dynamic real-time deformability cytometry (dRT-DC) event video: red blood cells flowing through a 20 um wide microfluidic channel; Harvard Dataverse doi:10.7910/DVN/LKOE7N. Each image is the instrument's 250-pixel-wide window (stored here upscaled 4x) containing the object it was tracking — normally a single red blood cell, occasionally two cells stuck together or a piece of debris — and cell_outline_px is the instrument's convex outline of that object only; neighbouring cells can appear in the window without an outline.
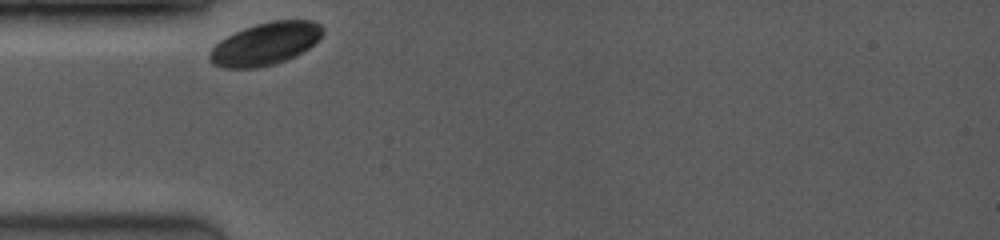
{"species": "common noctule bat (a hibernating species)", "species_latin": "Nyctalus noctula", "temperature_condition": "room temperature", "stored_images_in_passage": 10, "camera_frame_rate_fps": 3500, "um_per_image_px": 0.085, "animal": {"sex": "female", "body_mass_g": 19.0, "forearm_length_mm": 53.3}, "frame": {"image": 1, "passage_image": 1, "time_ms": 0.0, "image_size_px": [1000, 240], "cell_outline_px": [[324, 32], [308, 48], [276, 64], [256, 68], [220, 68], [212, 64], [208, 60], [208, 52], [220, 40], [244, 28], [256, 24], [272, 20], [312, 20], [320, 24], [324, 28]], "centroid_in_image_um": [22.51, 3.73], "position_along_channel_um": 62.5, "area_um2": 27.92}}
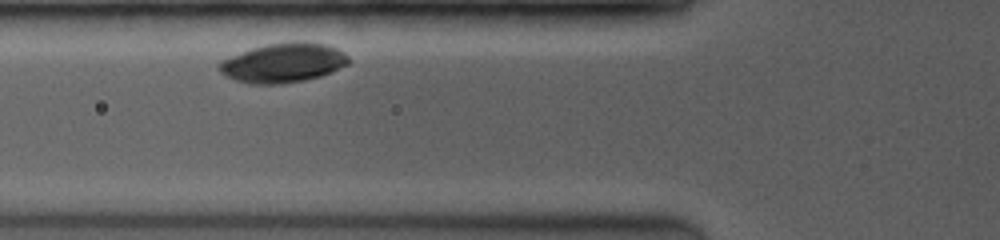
{"frame": {"image": 2, "passage_image": 3, "time_ms": 1.143, "image_size_px": [1000, 240], "cell_outline_px": [[348, 64], [332, 72], [320, 76], [304, 80], [280, 84], [248, 84], [236, 80], [220, 72], [216, 68], [216, 64], [232, 56], [252, 48], [268, 44], [296, 40], [328, 44], [344, 52], [348, 56]], "centroid_in_image_um": [24.09, 5.33], "position_along_channel_um": 101.7, "area_um2": 29.77}}
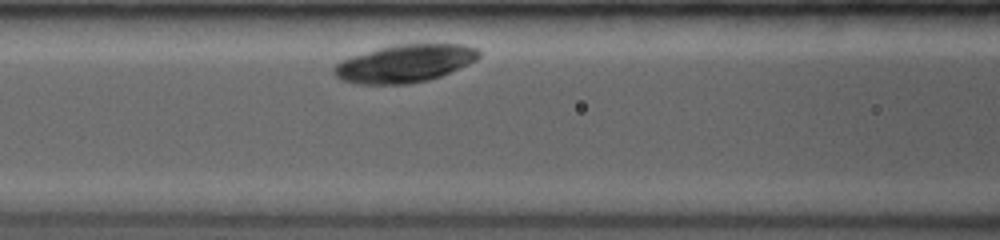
{"frame": {"image": 3, "passage_image": 6, "time_ms": 2.0, "image_size_px": [1000, 240], "cell_outline_px": [[480, 56], [476, 60], [468, 64], [440, 76], [428, 80], [408, 84], [356, 84], [344, 80], [336, 76], [332, 72], [332, 68], [336, 64], [352, 56], [380, 48], [396, 44], [460, 44], [476, 48], [480, 52]], "centroid_in_image_um": [34.41, 5.4], "position_along_channel_um": 132.2, "area_um2": 31.56}}